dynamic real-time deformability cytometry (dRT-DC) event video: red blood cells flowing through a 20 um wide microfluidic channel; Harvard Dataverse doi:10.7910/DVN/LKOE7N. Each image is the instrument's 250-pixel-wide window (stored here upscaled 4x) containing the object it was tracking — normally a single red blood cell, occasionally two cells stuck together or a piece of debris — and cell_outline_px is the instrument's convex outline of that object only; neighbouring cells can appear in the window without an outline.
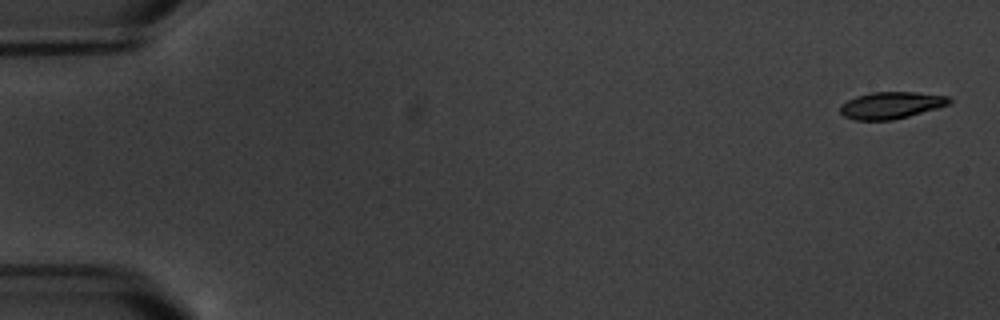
{"species": "common noctule bat (a hibernating species)", "species_latin": "Nyctalus noctula", "temperature_condition": "warm", "stored_images_in_passage": 5, "camera_frame_rate_fps": 3000, "um_per_image_px": 0.085, "animal": {"sex": "male", "body_mass_g": 20.1, "forearm_length_mm": 53.5}, "frame": {"image": 1, "passage_image": 1, "time_ms": 0.0, "image_size_px": [1000, 320], "cell_outline_px": [[952, 104], [908, 116], [892, 120], [856, 120], [844, 116], [840, 112], [840, 104], [856, 96], [872, 92], [916, 92], [948, 96], [952, 100]], "centroid_in_image_um": [75.76, 8.94], "position_along_channel_um": 9.2, "area_um2": 17.11}}
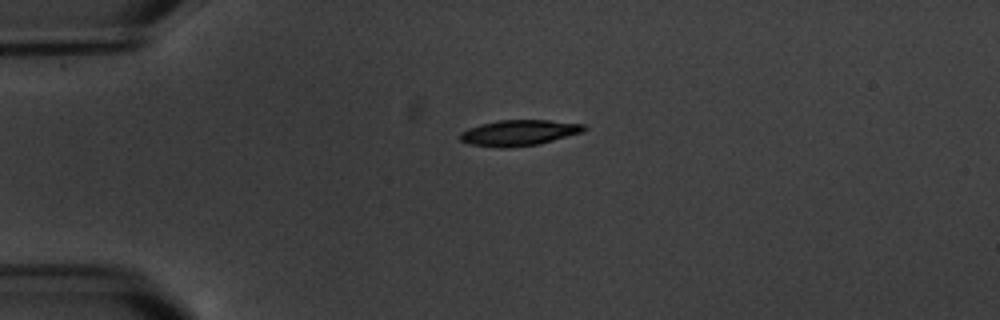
{"frame": {"image": 2, "passage_image": 5, "time_ms": 4.333, "image_size_px": [1000, 320], "cell_outline_px": [[588, 128], [584, 132], [540, 144], [512, 148], [500, 148], [468, 144], [460, 140], [460, 132], [468, 128], [480, 124], [500, 120], [548, 120], [584, 124]], "centroid_in_image_um": [44.13, 11.3], "position_along_channel_um": 40.9, "area_um2": 18.9}}